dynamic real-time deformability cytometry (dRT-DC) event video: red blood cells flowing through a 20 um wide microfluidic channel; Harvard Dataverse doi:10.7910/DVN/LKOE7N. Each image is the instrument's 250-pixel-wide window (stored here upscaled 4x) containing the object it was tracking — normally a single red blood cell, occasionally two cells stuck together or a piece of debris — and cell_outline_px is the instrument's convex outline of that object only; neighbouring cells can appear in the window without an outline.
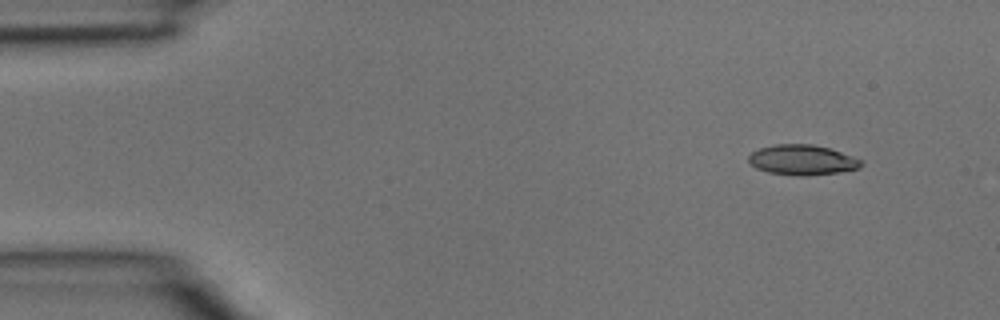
{"species": "common noctule bat (a hibernating species)", "species_latin": "Nyctalus noctula", "temperature_condition": "room temperature", "stored_images_in_passage": 3, "camera_frame_rate_fps": 3000, "um_per_image_px": 0.085, "animal": {"sex": "male", "body_mass_g": 15.6}, "frame": {"image": 1, "passage_image": 1, "time_ms": 0.0, "image_size_px": [1000, 320], "cell_outline_px": [[864, 164], [860, 168], [836, 172], [808, 176], [800, 176], [768, 172], [756, 168], [748, 160], [748, 156], [752, 152], [760, 148], [776, 144], [812, 144], [828, 148], [864, 160]], "centroid_in_image_um": [68.21, 13.59], "position_along_channel_um": 16.8, "area_um2": 19.71}}
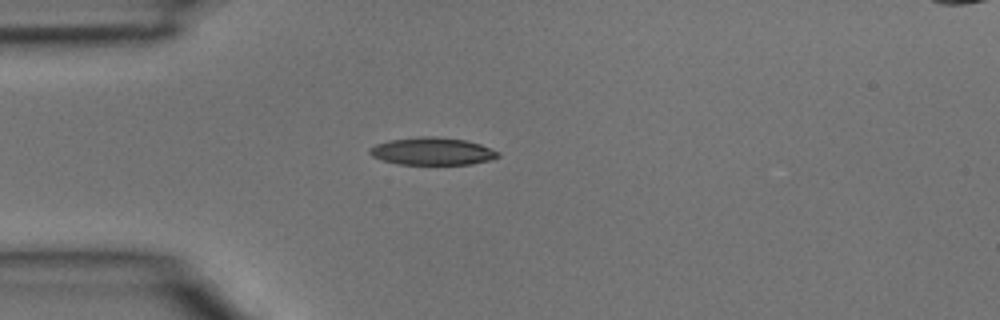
{"frame": {"image": 2, "passage_image": 3, "time_ms": 0.667, "image_size_px": [1000, 320], "cell_outline_px": [[500, 156], [492, 160], [472, 164], [400, 164], [384, 160], [372, 156], [368, 152], [368, 148], [376, 144], [388, 140], [424, 136], [436, 136], [464, 140], [480, 144], [500, 152]], "centroid_in_image_um": [36.76, 12.85], "position_along_channel_um": 48.2, "area_um2": 20.58}}